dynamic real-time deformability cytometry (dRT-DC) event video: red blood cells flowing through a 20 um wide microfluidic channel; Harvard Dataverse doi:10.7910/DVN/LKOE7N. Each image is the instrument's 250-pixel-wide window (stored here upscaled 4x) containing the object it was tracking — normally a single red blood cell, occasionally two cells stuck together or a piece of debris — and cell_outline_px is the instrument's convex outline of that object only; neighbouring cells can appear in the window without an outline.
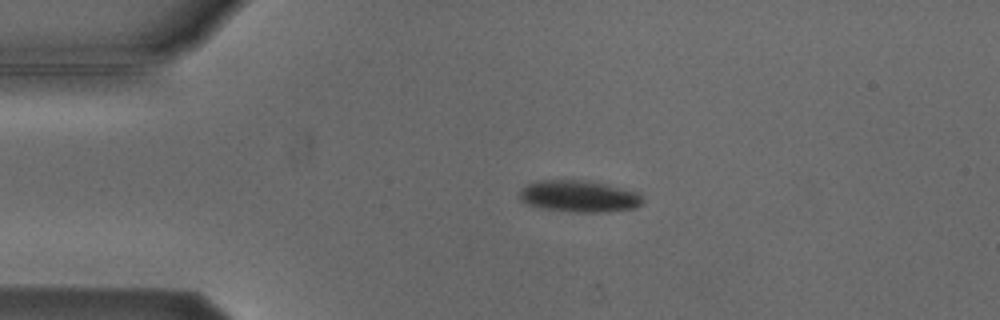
{"species": "Egyptian fruit bat (a non-hibernating species)", "species_latin": "Rousettus aegyptiacus", "temperature_condition": "cold", "stored_images_in_passage": 2, "camera_frame_rate_fps": 3000, "um_per_image_px": 0.085, "animal": {"sex": "male"}, "frame": {"image": 1, "passage_image": 1, "time_ms": 0.0, "image_size_px": [1000, 320], "cell_outline_px": [[644, 200], [636, 208], [596, 212], [580, 212], [540, 208], [528, 204], [520, 200], [516, 196], [520, 188], [536, 180], [580, 180], [604, 184], [636, 192]], "centroid_in_image_um": [49.12, 16.68], "position_along_channel_um": 35.9, "area_um2": 22.54}}